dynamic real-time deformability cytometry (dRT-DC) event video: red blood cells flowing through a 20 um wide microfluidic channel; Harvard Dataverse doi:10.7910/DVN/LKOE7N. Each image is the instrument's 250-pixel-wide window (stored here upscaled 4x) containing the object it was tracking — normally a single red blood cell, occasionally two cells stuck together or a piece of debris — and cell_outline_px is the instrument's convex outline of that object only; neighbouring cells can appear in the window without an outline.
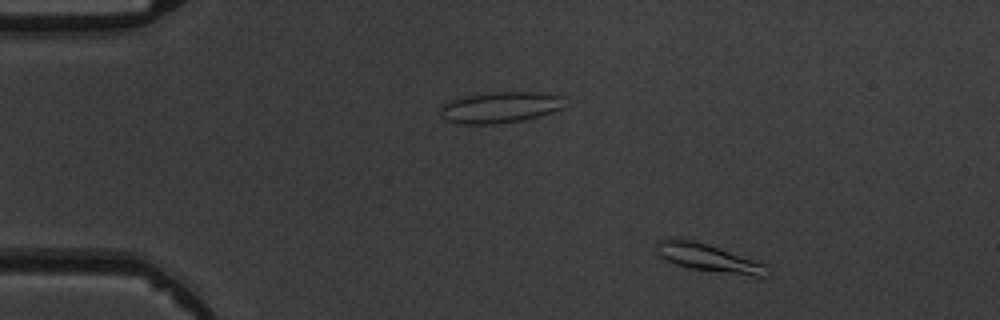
{"species": "common noctule bat (a hibernating species)", "species_latin": "Nyctalus noctula", "temperature_condition": "warm", "stored_images_in_passage": 3, "camera_frame_rate_fps": 3000, "um_per_image_px": 0.085, "animal": {"sex": "male", "body_mass_g": 19.5, "forearm_length_mm": 54.6}, "frame": {"image": 1, "passage_image": 1, "time_ms": 0.0, "image_size_px": [1000, 320], "cell_outline_px": [[772, 276], [756, 276], [688, 268], [676, 264], [660, 256], [656, 252], [656, 244], [660, 240], [668, 236], [680, 236], [708, 244], [760, 260], [772, 264]], "centroid_in_image_um": [60.33, 21.89], "position_along_channel_um": 24.7, "area_um2": 18.84}}